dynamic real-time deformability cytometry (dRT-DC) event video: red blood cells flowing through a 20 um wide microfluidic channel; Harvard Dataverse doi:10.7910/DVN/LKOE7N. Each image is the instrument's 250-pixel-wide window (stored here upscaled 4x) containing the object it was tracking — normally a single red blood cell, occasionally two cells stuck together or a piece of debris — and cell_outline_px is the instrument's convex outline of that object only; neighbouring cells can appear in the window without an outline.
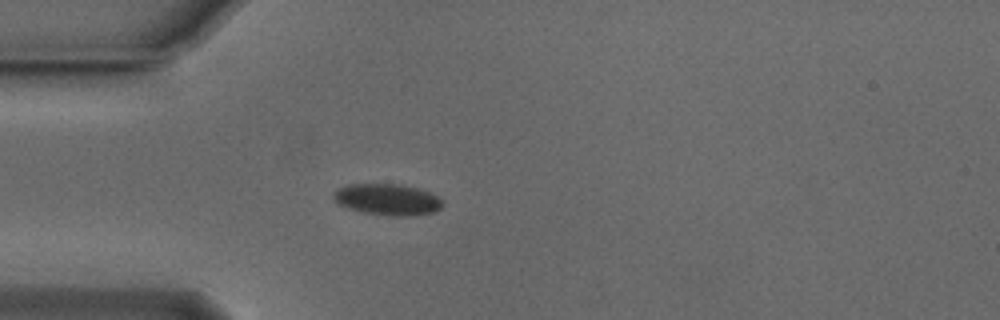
{"species": "Egyptian fruit bat (a non-hibernating species)", "species_latin": "Rousettus aegyptiacus", "temperature_condition": "cold", "stored_images_in_passage": 22, "camera_frame_rate_fps": 3000, "um_per_image_px": 0.085, "animal": {"sex": "male"}, "frame": {"image": 1, "passage_image": 1, "time_ms": 0.0, "image_size_px": [1000, 320], "cell_outline_px": [[444, 204], [440, 208], [432, 212], [412, 216], [388, 216], [360, 212], [336, 204], [332, 196], [332, 192], [336, 188], [348, 184], [396, 184], [416, 188], [428, 192], [444, 200]], "centroid_in_image_um": [32.87, 16.96], "position_along_channel_um": 52.1, "area_um2": 20.17}}
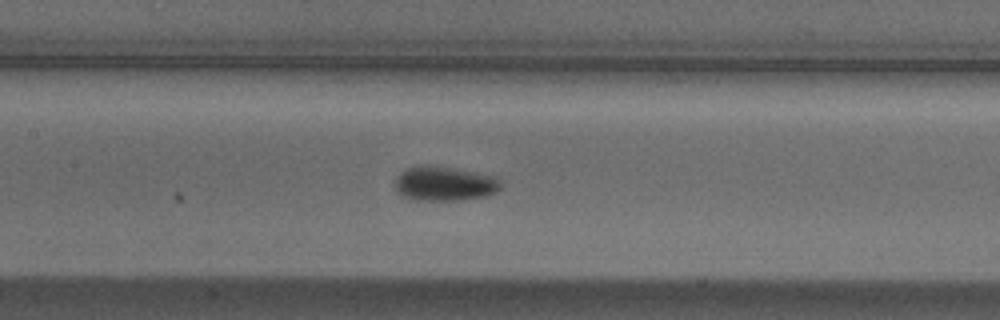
{"frame": {"image": 2, "passage_image": 11, "time_ms": 3.333, "image_size_px": [1000, 320], "cell_outline_px": [[504, 188], [488, 196], [464, 200], [404, 200], [396, 196], [392, 188], [392, 180], [404, 168], [412, 164], [428, 164], [476, 172], [496, 176], [504, 184]], "centroid_in_image_um": [37.67, 15.61], "position_along_channel_um": 169.7, "area_um2": 22.77}}
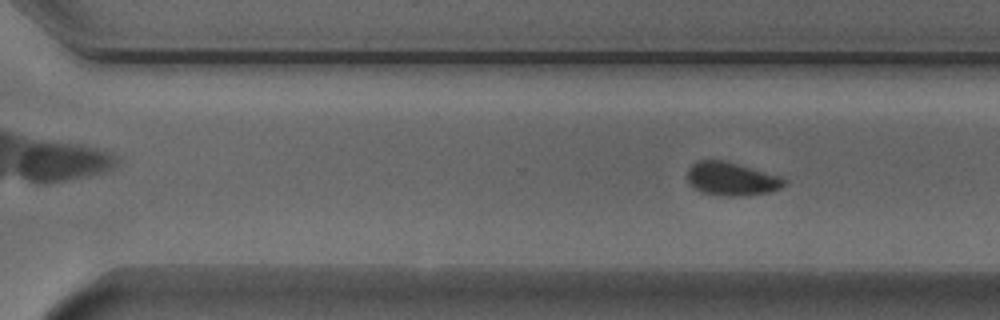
{"frame": {"image": 3, "passage_image": 22, "time_ms": 7.0, "image_size_px": [1000, 320], "cell_outline_px": [[788, 184], [784, 188], [772, 192], [748, 196], [708, 196], [692, 188], [688, 184], [684, 176], [688, 168], [692, 164], [700, 160], [724, 160], [784, 176], [788, 180]], "centroid_in_image_um": [62.2, 15.23], "position_along_channel_um": 308.4, "area_um2": 20.06}}